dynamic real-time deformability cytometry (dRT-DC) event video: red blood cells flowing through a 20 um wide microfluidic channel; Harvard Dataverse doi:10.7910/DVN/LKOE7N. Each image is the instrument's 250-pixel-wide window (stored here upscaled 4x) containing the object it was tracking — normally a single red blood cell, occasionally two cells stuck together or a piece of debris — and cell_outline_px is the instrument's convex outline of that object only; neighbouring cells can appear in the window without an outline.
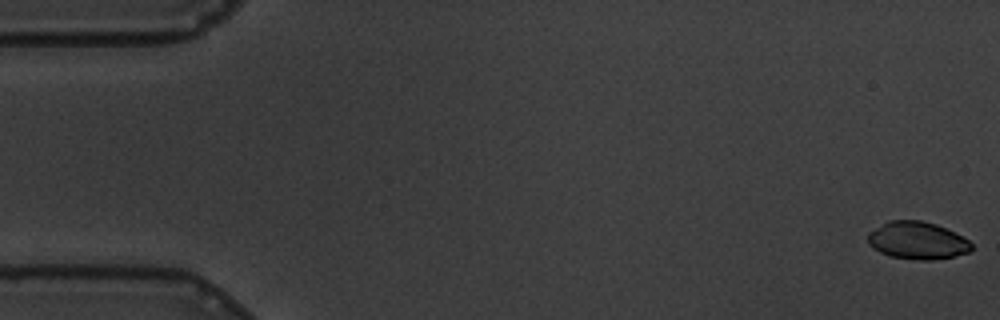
{"species": "common noctule bat (a hibernating species)", "species_latin": "Nyctalus noctula", "temperature_condition": "warm", "stored_images_in_passage": 59, "camera_frame_rate_fps": 3000, "um_per_image_px": 0.085, "animal": {"sex": "male", "body_mass_g": 19.5, "forearm_length_mm": 54.6}, "frame": {"image": 1, "passage_image": 1, "time_ms": 0.0, "image_size_px": [1000, 320], "cell_outline_px": [[972, 252], [932, 260], [916, 260], [888, 256], [872, 248], [868, 244], [868, 232], [888, 220], [920, 220], [936, 224], [968, 240], [972, 244]], "centroid_in_image_um": [77.93, 20.45], "position_along_channel_um": 7.1, "area_um2": 22.66}}
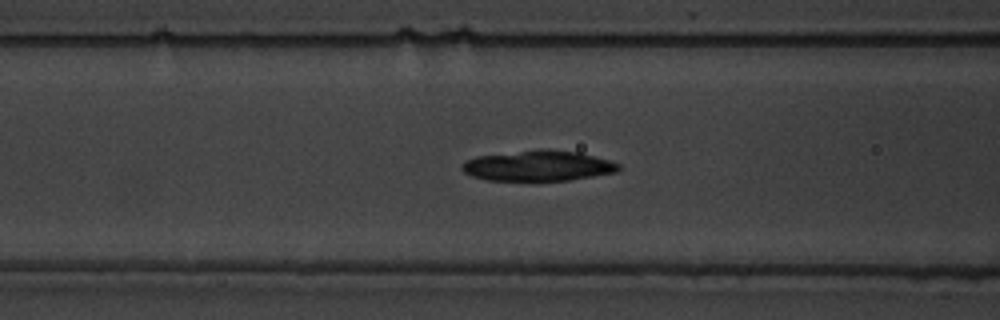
{"frame": {"image": 2, "passage_image": 23, "time_ms": 7.333, "image_size_px": [1000, 320], "cell_outline_px": [[620, 168], [616, 172], [568, 180], [488, 180], [472, 176], [464, 172], [460, 168], [460, 164], [464, 160], [476, 156], [540, 148], [548, 148], [580, 152], [608, 160], [620, 164]], "centroid_in_image_um": [45.7, 14.07], "position_along_channel_um": 120.9, "area_um2": 28.03}}
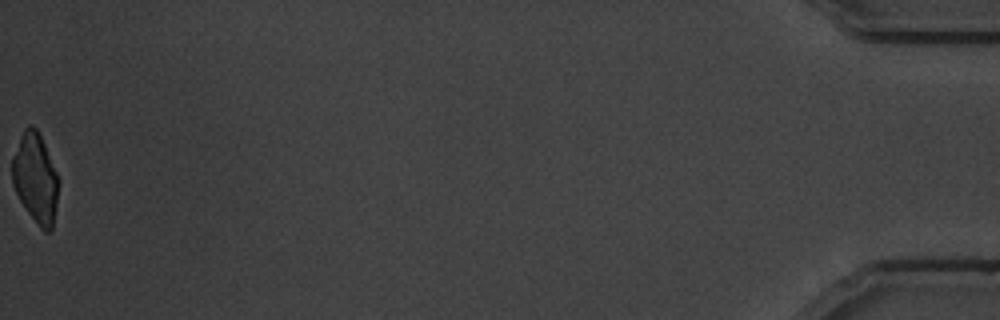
{"frame": {"image": 3, "passage_image": 59, "time_ms": 19.333, "image_size_px": [1000, 320], "cell_outline_px": [[60, 184], [52, 228], [48, 232], [44, 232], [40, 228], [28, 212], [20, 200], [12, 184], [12, 156], [20, 136], [24, 128], [28, 124], [32, 124], [36, 128], [44, 144], [60, 180]], "centroid_in_image_um": [3.01, 15.13], "position_along_channel_um": 432.2, "area_um2": 24.28}, "authors_computed_cell_mechanics": {"area_um2": 26.4724, "velocity_mm_per_s": 3.449, "shape_relaxation_time_tau1_ms": 5.5914, "shape_relaxation_time_tau2_ms": null, "deformation_change_tau1": 0.2248, "deformation_change_tau2": null}}